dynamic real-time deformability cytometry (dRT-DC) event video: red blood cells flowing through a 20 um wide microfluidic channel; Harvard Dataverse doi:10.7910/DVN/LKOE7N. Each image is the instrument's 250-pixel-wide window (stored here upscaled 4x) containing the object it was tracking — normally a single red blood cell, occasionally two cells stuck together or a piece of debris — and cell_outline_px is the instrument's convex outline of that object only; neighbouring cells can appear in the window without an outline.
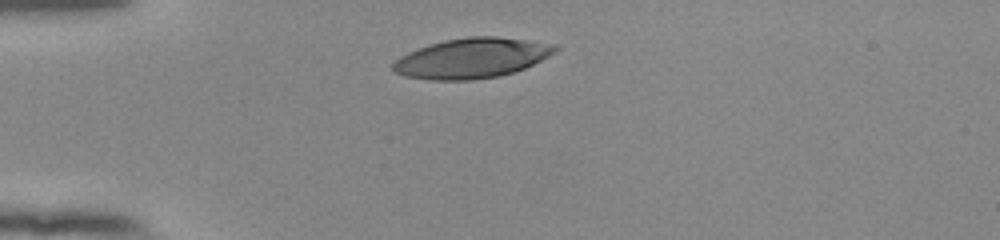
{"species": "human", "species_latin": "Homo sapiens", "temperature_condition": "room temperature", "stored_images_in_passage": 32, "camera_frame_rate_fps": 3000, "um_per_image_px": 0.085, "donor": {"sex": "female"}, "frame": {"image": 1, "passage_image": 1, "time_ms": 0.0, "image_size_px": [1000, 240], "cell_outline_px": [[560, 48], [556, 52], [524, 68], [512, 72], [496, 76], [472, 80], [432, 80], [404, 76], [392, 72], [392, 64], [400, 56], [408, 52], [428, 44], [444, 40], [468, 36], [496, 36], [556, 44]], "centroid_in_image_um": [40.07, 4.93], "position_along_channel_um": 44.9, "area_um2": 37.86}}
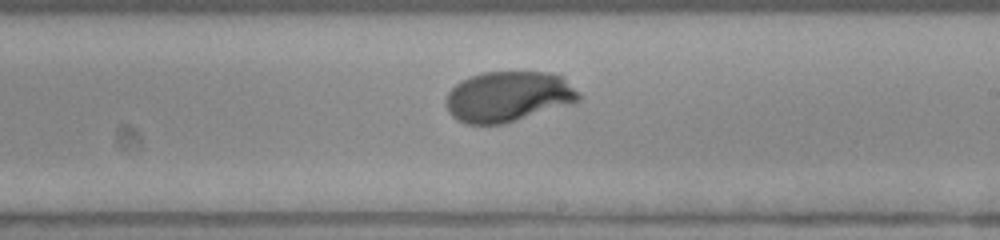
{"frame": {"image": 2, "passage_image": 19, "time_ms": 6.0, "image_size_px": [1000, 240], "cell_outline_px": [[580, 100], [572, 104], [504, 124], [464, 124], [456, 120], [448, 112], [444, 104], [444, 100], [448, 92], [460, 80], [484, 72], [552, 72], [564, 76], [580, 92]], "centroid_in_image_um": [43.21, 8.21], "position_along_channel_um": 245.8, "area_um2": 39.71}}
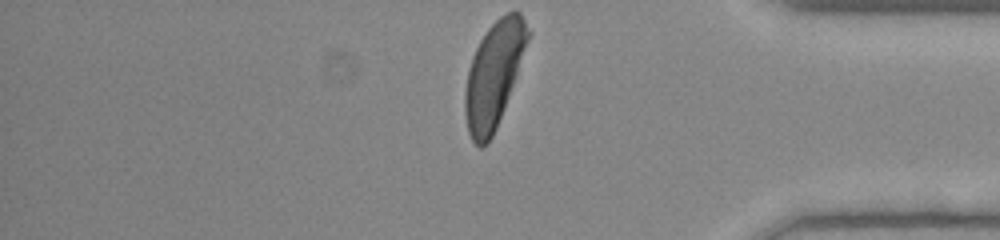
{"frame": {"image": 3, "passage_image": 32, "time_ms": 10.333, "image_size_px": [1000, 240], "cell_outline_px": [[532, 32], [504, 108], [496, 128], [488, 144], [480, 148], [472, 140], [468, 132], [464, 112], [464, 92], [468, 68], [472, 56], [480, 40], [488, 28], [504, 12], [520, 12]], "centroid_in_image_um": [41.97, 6.33], "position_along_channel_um": 393.2, "area_um2": 38.61}, "authors_computed_cell_mechanics": {"area_um2": 39.1306, "velocity_mm_per_s": 3.8345, "shape_relaxation_time_tau1_ms": 2.6773, "shape_relaxation_time_tau2_ms": null, "deformation_change_tau1": 0.1848, "deformation_change_tau2": null}}